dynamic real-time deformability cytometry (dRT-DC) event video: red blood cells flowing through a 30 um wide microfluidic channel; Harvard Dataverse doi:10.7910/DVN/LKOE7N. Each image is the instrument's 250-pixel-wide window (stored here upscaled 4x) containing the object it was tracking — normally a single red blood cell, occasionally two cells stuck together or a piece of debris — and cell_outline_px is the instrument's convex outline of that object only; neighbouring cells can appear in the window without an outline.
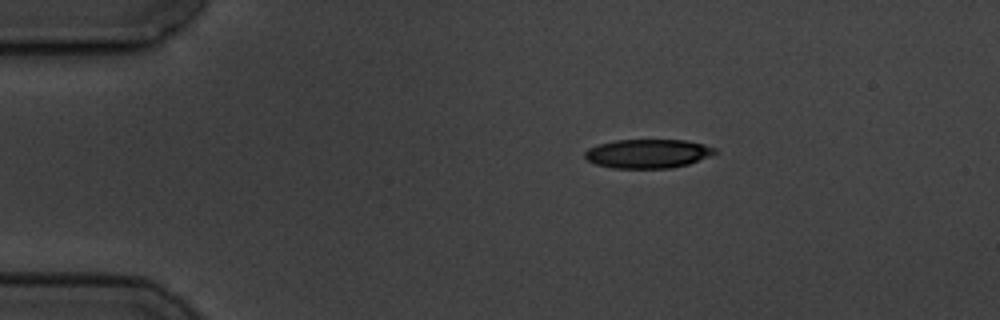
{"species": "common noctule bat (a hibernating species)", "species_latin": "Nyctalus noctula", "temperature_condition": "cold", "stored_images_in_passage": 3, "camera_frame_rate_fps": 3000, "um_per_image_px": 0.085, "animal": {"sex": "male", "body_mass_g": 19.5, "forearm_length_mm": 54.6}, "frame": {"image": 1, "passage_image": 1, "time_ms": 0.0, "image_size_px": [1000, 320], "cell_outline_px": [[716, 152], [688, 164], [672, 168], [612, 168], [596, 164], [588, 160], [584, 156], [584, 152], [588, 148], [600, 144], [616, 140], [684, 140], [704, 144], [716, 148]], "centroid_in_image_um": [55.03, 13.06], "position_along_channel_um": 30.0, "area_um2": 21.73}}
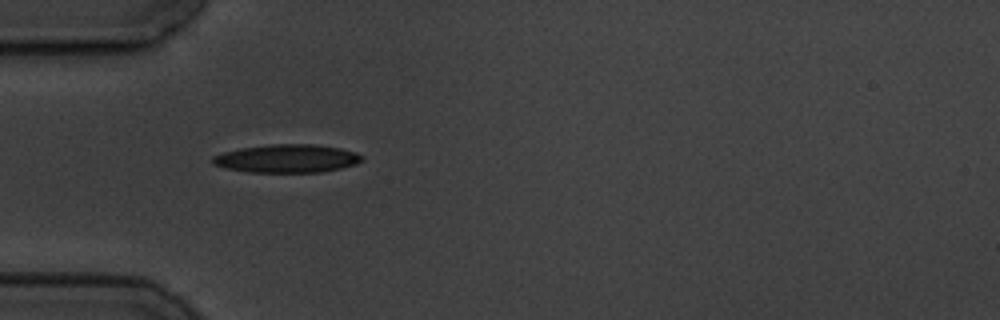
{"frame": {"image": 2, "passage_image": 3, "time_ms": 2.333, "image_size_px": [1000, 320], "cell_outline_px": [[364, 160], [356, 164], [340, 168], [320, 172], [248, 172], [224, 168], [212, 164], [212, 156], [224, 152], [240, 148], [272, 144], [312, 144], [340, 148], [356, 152], [364, 156]], "centroid_in_image_um": [24.4, 13.47], "position_along_channel_um": 60.6, "area_um2": 24.62}}